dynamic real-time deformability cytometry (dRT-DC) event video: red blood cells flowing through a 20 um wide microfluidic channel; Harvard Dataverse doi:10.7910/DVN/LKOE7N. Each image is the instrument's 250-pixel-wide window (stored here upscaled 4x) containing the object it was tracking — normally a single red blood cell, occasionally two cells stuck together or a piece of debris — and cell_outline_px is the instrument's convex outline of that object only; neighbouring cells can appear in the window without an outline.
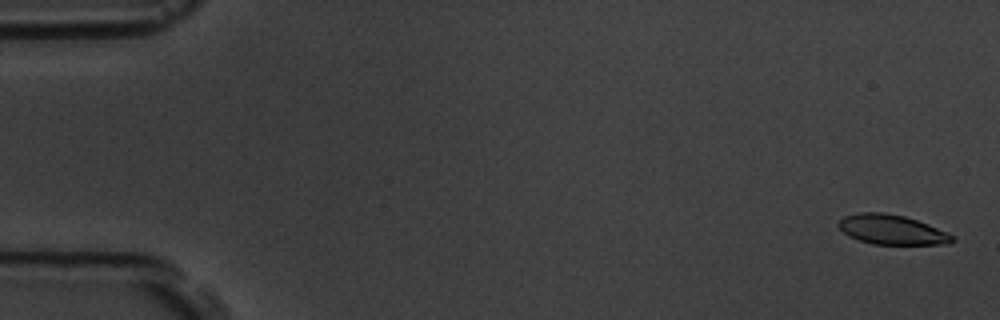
{"species": "common noctule bat (a hibernating species)", "species_latin": "Nyctalus noctula", "temperature_condition": "room temperature", "stored_images_in_passage": 9, "camera_frame_rate_fps": 3000, "um_per_image_px": 0.085, "animal": {"sex": "male", "body_mass_g": 19.5, "forearm_length_mm": 54.6}, "frame": {"image": 1, "passage_image": 1, "time_ms": 0.0, "image_size_px": [1000, 320], "cell_outline_px": [[956, 240], [948, 244], [872, 244], [848, 236], [836, 224], [844, 216], [860, 212], [884, 212], [904, 216], [928, 224], [948, 232]], "centroid_in_image_um": [75.8, 19.52], "position_along_channel_um": 9.2, "area_um2": 19.65}}
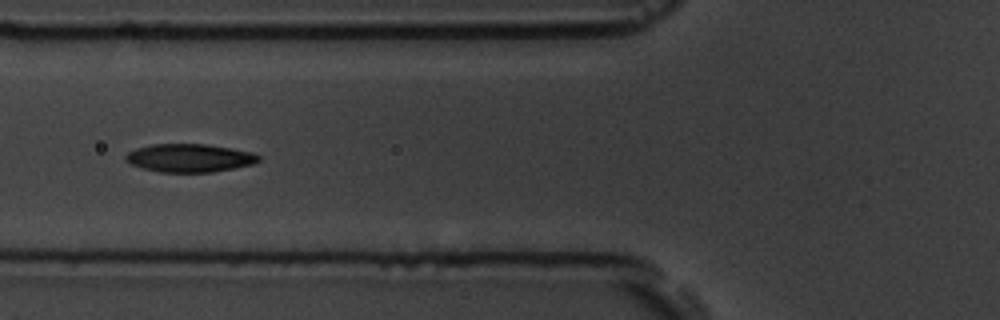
{"frame": {"image": 2, "passage_image": 7, "time_ms": 6.667, "image_size_px": [1000, 320], "cell_outline_px": [[260, 160], [252, 164], [212, 172], [160, 172], [144, 168], [132, 164], [124, 160], [124, 156], [128, 152], [136, 148], [152, 144], [208, 144], [252, 152], [260, 156]], "centroid_in_image_um": [16.09, 13.42], "position_along_channel_um": 109.7, "area_um2": 21.73}}
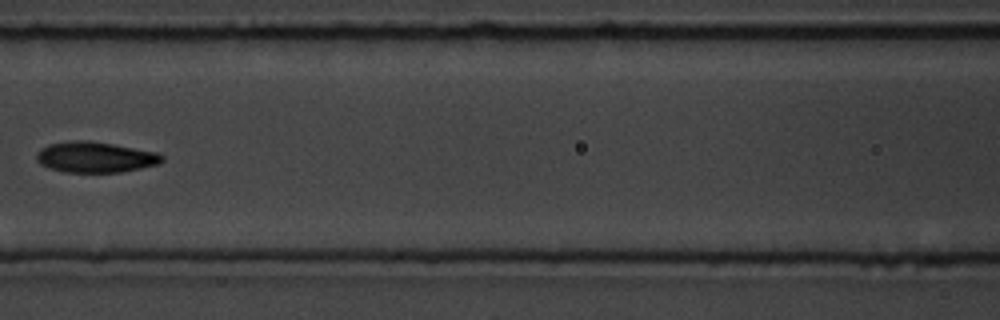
{"frame": {"image": 3, "passage_image": 8, "time_ms": 8.0, "image_size_px": [1000, 320], "cell_outline_px": [[164, 160], [160, 164], [120, 172], [64, 172], [48, 168], [40, 164], [36, 160], [36, 152], [40, 148], [48, 144], [72, 140], [88, 140], [112, 144], [156, 152], [164, 156]], "centroid_in_image_um": [8.06, 13.35], "position_along_channel_um": 158.5, "area_um2": 22.6}}